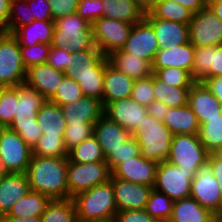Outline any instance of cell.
<instances>
[{"mask_svg":"<svg viewBox=\"0 0 222 222\" xmlns=\"http://www.w3.org/2000/svg\"><path fill=\"white\" fill-rule=\"evenodd\" d=\"M67 167L68 157L32 156L26 171L30 189L51 200L69 199Z\"/></svg>","mask_w":222,"mask_h":222,"instance_id":"1","label":"cell"},{"mask_svg":"<svg viewBox=\"0 0 222 222\" xmlns=\"http://www.w3.org/2000/svg\"><path fill=\"white\" fill-rule=\"evenodd\" d=\"M46 99L26 83L18 85V102L14 118L8 128L18 135L33 149L43 132L37 123V113Z\"/></svg>","mask_w":222,"mask_h":222,"instance_id":"2","label":"cell"},{"mask_svg":"<svg viewBox=\"0 0 222 222\" xmlns=\"http://www.w3.org/2000/svg\"><path fill=\"white\" fill-rule=\"evenodd\" d=\"M72 200L77 222H114L118 212L110 180L77 194Z\"/></svg>","mask_w":222,"mask_h":222,"instance_id":"3","label":"cell"},{"mask_svg":"<svg viewBox=\"0 0 222 222\" xmlns=\"http://www.w3.org/2000/svg\"><path fill=\"white\" fill-rule=\"evenodd\" d=\"M132 136L137 140L143 158L157 163L167 160L173 134L162 121L147 114Z\"/></svg>","mask_w":222,"mask_h":222,"instance_id":"4","label":"cell"},{"mask_svg":"<svg viewBox=\"0 0 222 222\" xmlns=\"http://www.w3.org/2000/svg\"><path fill=\"white\" fill-rule=\"evenodd\" d=\"M54 22L52 47L67 49L71 53L98 49L94 44L92 25L82 19L77 12Z\"/></svg>","mask_w":222,"mask_h":222,"instance_id":"5","label":"cell"},{"mask_svg":"<svg viewBox=\"0 0 222 222\" xmlns=\"http://www.w3.org/2000/svg\"><path fill=\"white\" fill-rule=\"evenodd\" d=\"M32 148L8 127L0 131V168L3 173H26Z\"/></svg>","mask_w":222,"mask_h":222,"instance_id":"6","label":"cell"},{"mask_svg":"<svg viewBox=\"0 0 222 222\" xmlns=\"http://www.w3.org/2000/svg\"><path fill=\"white\" fill-rule=\"evenodd\" d=\"M210 153L203 147L198 135H173L166 161L184 170H195L206 164Z\"/></svg>","mask_w":222,"mask_h":222,"instance_id":"7","label":"cell"},{"mask_svg":"<svg viewBox=\"0 0 222 222\" xmlns=\"http://www.w3.org/2000/svg\"><path fill=\"white\" fill-rule=\"evenodd\" d=\"M111 178V170L106 161L77 163L68 162L67 182L69 198L90 190L96 185L108 182Z\"/></svg>","mask_w":222,"mask_h":222,"instance_id":"8","label":"cell"},{"mask_svg":"<svg viewBox=\"0 0 222 222\" xmlns=\"http://www.w3.org/2000/svg\"><path fill=\"white\" fill-rule=\"evenodd\" d=\"M195 174V170H184L168 161H163L158 163L153 188L173 201L187 198L190 197L191 182Z\"/></svg>","mask_w":222,"mask_h":222,"instance_id":"9","label":"cell"},{"mask_svg":"<svg viewBox=\"0 0 222 222\" xmlns=\"http://www.w3.org/2000/svg\"><path fill=\"white\" fill-rule=\"evenodd\" d=\"M25 80L26 69L19 42L11 33H0V85L17 86Z\"/></svg>","mask_w":222,"mask_h":222,"instance_id":"10","label":"cell"},{"mask_svg":"<svg viewBox=\"0 0 222 222\" xmlns=\"http://www.w3.org/2000/svg\"><path fill=\"white\" fill-rule=\"evenodd\" d=\"M134 24L101 17L92 24L95 46L107 57L113 51L121 50Z\"/></svg>","mask_w":222,"mask_h":222,"instance_id":"11","label":"cell"},{"mask_svg":"<svg viewBox=\"0 0 222 222\" xmlns=\"http://www.w3.org/2000/svg\"><path fill=\"white\" fill-rule=\"evenodd\" d=\"M188 26L189 42L194 47L222 44V22L208 5L193 14Z\"/></svg>","mask_w":222,"mask_h":222,"instance_id":"12","label":"cell"},{"mask_svg":"<svg viewBox=\"0 0 222 222\" xmlns=\"http://www.w3.org/2000/svg\"><path fill=\"white\" fill-rule=\"evenodd\" d=\"M190 197L213 214L222 213V195L217 179L208 163L200 166L191 182Z\"/></svg>","mask_w":222,"mask_h":222,"instance_id":"13","label":"cell"},{"mask_svg":"<svg viewBox=\"0 0 222 222\" xmlns=\"http://www.w3.org/2000/svg\"><path fill=\"white\" fill-rule=\"evenodd\" d=\"M158 50L159 45L154 29L145 18L133 25L129 37L121 49L122 52L137 55L151 64Z\"/></svg>","mask_w":222,"mask_h":222,"instance_id":"14","label":"cell"},{"mask_svg":"<svg viewBox=\"0 0 222 222\" xmlns=\"http://www.w3.org/2000/svg\"><path fill=\"white\" fill-rule=\"evenodd\" d=\"M158 163L141 156L117 164L111 170V178L154 187Z\"/></svg>","mask_w":222,"mask_h":222,"instance_id":"15","label":"cell"},{"mask_svg":"<svg viewBox=\"0 0 222 222\" xmlns=\"http://www.w3.org/2000/svg\"><path fill=\"white\" fill-rule=\"evenodd\" d=\"M147 114V107L137 103L131 97L110 102L104 107V115L117 122L131 135Z\"/></svg>","mask_w":222,"mask_h":222,"instance_id":"16","label":"cell"},{"mask_svg":"<svg viewBox=\"0 0 222 222\" xmlns=\"http://www.w3.org/2000/svg\"><path fill=\"white\" fill-rule=\"evenodd\" d=\"M118 211L145 209L152 186L110 178Z\"/></svg>","mask_w":222,"mask_h":222,"instance_id":"17","label":"cell"},{"mask_svg":"<svg viewBox=\"0 0 222 222\" xmlns=\"http://www.w3.org/2000/svg\"><path fill=\"white\" fill-rule=\"evenodd\" d=\"M108 58L99 49H88L71 53L65 76L72 78L86 75H104Z\"/></svg>","mask_w":222,"mask_h":222,"instance_id":"18","label":"cell"},{"mask_svg":"<svg viewBox=\"0 0 222 222\" xmlns=\"http://www.w3.org/2000/svg\"><path fill=\"white\" fill-rule=\"evenodd\" d=\"M188 105L200 125L206 122V119H213L222 114V104L201 81H195L190 87Z\"/></svg>","mask_w":222,"mask_h":222,"instance_id":"19","label":"cell"},{"mask_svg":"<svg viewBox=\"0 0 222 222\" xmlns=\"http://www.w3.org/2000/svg\"><path fill=\"white\" fill-rule=\"evenodd\" d=\"M145 19L154 29L159 49L173 48L189 42V26L187 24L154 18L147 10Z\"/></svg>","mask_w":222,"mask_h":222,"instance_id":"20","label":"cell"},{"mask_svg":"<svg viewBox=\"0 0 222 222\" xmlns=\"http://www.w3.org/2000/svg\"><path fill=\"white\" fill-rule=\"evenodd\" d=\"M64 76V72L56 70L48 63L39 64L26 70L25 83L36 89L46 100H50Z\"/></svg>","mask_w":222,"mask_h":222,"instance_id":"21","label":"cell"},{"mask_svg":"<svg viewBox=\"0 0 222 222\" xmlns=\"http://www.w3.org/2000/svg\"><path fill=\"white\" fill-rule=\"evenodd\" d=\"M191 76L194 81L201 82L207 77L222 76V44L195 47Z\"/></svg>","mask_w":222,"mask_h":222,"instance_id":"22","label":"cell"},{"mask_svg":"<svg viewBox=\"0 0 222 222\" xmlns=\"http://www.w3.org/2000/svg\"><path fill=\"white\" fill-rule=\"evenodd\" d=\"M30 190L26 173H3L0 178V217L5 216Z\"/></svg>","mask_w":222,"mask_h":222,"instance_id":"23","label":"cell"},{"mask_svg":"<svg viewBox=\"0 0 222 222\" xmlns=\"http://www.w3.org/2000/svg\"><path fill=\"white\" fill-rule=\"evenodd\" d=\"M60 107L67 124L96 123L104 114L102 101L87 96Z\"/></svg>","mask_w":222,"mask_h":222,"instance_id":"24","label":"cell"},{"mask_svg":"<svg viewBox=\"0 0 222 222\" xmlns=\"http://www.w3.org/2000/svg\"><path fill=\"white\" fill-rule=\"evenodd\" d=\"M93 135L97 138L105 158L132 136L126 129L104 114L94 124Z\"/></svg>","mask_w":222,"mask_h":222,"instance_id":"25","label":"cell"},{"mask_svg":"<svg viewBox=\"0 0 222 222\" xmlns=\"http://www.w3.org/2000/svg\"><path fill=\"white\" fill-rule=\"evenodd\" d=\"M195 47L190 43L173 48L159 49L152 63V71L167 67H177L186 70L191 75L194 64Z\"/></svg>","mask_w":222,"mask_h":222,"instance_id":"26","label":"cell"},{"mask_svg":"<svg viewBox=\"0 0 222 222\" xmlns=\"http://www.w3.org/2000/svg\"><path fill=\"white\" fill-rule=\"evenodd\" d=\"M134 79L121 73L114 66L108 63L104 72V90L102 104L105 107L108 103L131 97Z\"/></svg>","mask_w":222,"mask_h":222,"instance_id":"27","label":"cell"},{"mask_svg":"<svg viewBox=\"0 0 222 222\" xmlns=\"http://www.w3.org/2000/svg\"><path fill=\"white\" fill-rule=\"evenodd\" d=\"M55 22L52 20H33L30 24L17 27L11 34L19 46H35L39 43L52 44Z\"/></svg>","mask_w":222,"mask_h":222,"instance_id":"28","label":"cell"},{"mask_svg":"<svg viewBox=\"0 0 222 222\" xmlns=\"http://www.w3.org/2000/svg\"><path fill=\"white\" fill-rule=\"evenodd\" d=\"M109 63L128 77L142 79L153 74L152 64L139 56L124 53L121 50L113 51L107 56Z\"/></svg>","mask_w":222,"mask_h":222,"instance_id":"29","label":"cell"},{"mask_svg":"<svg viewBox=\"0 0 222 222\" xmlns=\"http://www.w3.org/2000/svg\"><path fill=\"white\" fill-rule=\"evenodd\" d=\"M103 17L136 24L145 18L146 9L137 0H102Z\"/></svg>","mask_w":222,"mask_h":222,"instance_id":"30","label":"cell"},{"mask_svg":"<svg viewBox=\"0 0 222 222\" xmlns=\"http://www.w3.org/2000/svg\"><path fill=\"white\" fill-rule=\"evenodd\" d=\"M163 123L173 135H198L199 133V120L188 104L182 107L170 108Z\"/></svg>","mask_w":222,"mask_h":222,"instance_id":"31","label":"cell"},{"mask_svg":"<svg viewBox=\"0 0 222 222\" xmlns=\"http://www.w3.org/2000/svg\"><path fill=\"white\" fill-rule=\"evenodd\" d=\"M37 123L43 134L52 136H64L65 134L67 123L63 116L62 109L59 105L49 100H46L38 111Z\"/></svg>","mask_w":222,"mask_h":222,"instance_id":"32","label":"cell"},{"mask_svg":"<svg viewBox=\"0 0 222 222\" xmlns=\"http://www.w3.org/2000/svg\"><path fill=\"white\" fill-rule=\"evenodd\" d=\"M213 213L202 207L194 198L174 201L172 215L168 222H206Z\"/></svg>","mask_w":222,"mask_h":222,"instance_id":"33","label":"cell"},{"mask_svg":"<svg viewBox=\"0 0 222 222\" xmlns=\"http://www.w3.org/2000/svg\"><path fill=\"white\" fill-rule=\"evenodd\" d=\"M51 199L40 192L32 191L20 198L5 216L36 217L41 216Z\"/></svg>","mask_w":222,"mask_h":222,"instance_id":"34","label":"cell"},{"mask_svg":"<svg viewBox=\"0 0 222 222\" xmlns=\"http://www.w3.org/2000/svg\"><path fill=\"white\" fill-rule=\"evenodd\" d=\"M189 90L190 87H173L170 84L164 83L153 73L154 98L170 108L187 105Z\"/></svg>","mask_w":222,"mask_h":222,"instance_id":"35","label":"cell"},{"mask_svg":"<svg viewBox=\"0 0 222 222\" xmlns=\"http://www.w3.org/2000/svg\"><path fill=\"white\" fill-rule=\"evenodd\" d=\"M147 11L154 17L189 25L193 13L181 4L173 1L160 0Z\"/></svg>","mask_w":222,"mask_h":222,"instance_id":"36","label":"cell"},{"mask_svg":"<svg viewBox=\"0 0 222 222\" xmlns=\"http://www.w3.org/2000/svg\"><path fill=\"white\" fill-rule=\"evenodd\" d=\"M101 161H106V158L94 135L68 151V162L91 163Z\"/></svg>","mask_w":222,"mask_h":222,"instance_id":"37","label":"cell"},{"mask_svg":"<svg viewBox=\"0 0 222 222\" xmlns=\"http://www.w3.org/2000/svg\"><path fill=\"white\" fill-rule=\"evenodd\" d=\"M41 222H77L72 198L51 200L41 215Z\"/></svg>","mask_w":222,"mask_h":222,"instance_id":"38","label":"cell"},{"mask_svg":"<svg viewBox=\"0 0 222 222\" xmlns=\"http://www.w3.org/2000/svg\"><path fill=\"white\" fill-rule=\"evenodd\" d=\"M203 147L213 154L222 146V114L213 119H206L198 133Z\"/></svg>","mask_w":222,"mask_h":222,"instance_id":"39","label":"cell"},{"mask_svg":"<svg viewBox=\"0 0 222 222\" xmlns=\"http://www.w3.org/2000/svg\"><path fill=\"white\" fill-rule=\"evenodd\" d=\"M173 204L171 198L153 188L145 210L158 222H168L172 215Z\"/></svg>","mask_w":222,"mask_h":222,"instance_id":"40","label":"cell"},{"mask_svg":"<svg viewBox=\"0 0 222 222\" xmlns=\"http://www.w3.org/2000/svg\"><path fill=\"white\" fill-rule=\"evenodd\" d=\"M32 156L38 157H68L64 136L43 134L32 149Z\"/></svg>","mask_w":222,"mask_h":222,"instance_id":"41","label":"cell"},{"mask_svg":"<svg viewBox=\"0 0 222 222\" xmlns=\"http://www.w3.org/2000/svg\"><path fill=\"white\" fill-rule=\"evenodd\" d=\"M18 102V85L2 87L0 93V126L8 127L14 118Z\"/></svg>","mask_w":222,"mask_h":222,"instance_id":"42","label":"cell"},{"mask_svg":"<svg viewBox=\"0 0 222 222\" xmlns=\"http://www.w3.org/2000/svg\"><path fill=\"white\" fill-rule=\"evenodd\" d=\"M82 89L77 81L64 76L55 95L49 100L59 106L73 103L83 97Z\"/></svg>","mask_w":222,"mask_h":222,"instance_id":"43","label":"cell"},{"mask_svg":"<svg viewBox=\"0 0 222 222\" xmlns=\"http://www.w3.org/2000/svg\"><path fill=\"white\" fill-rule=\"evenodd\" d=\"M34 20L30 16V7L26 0H11L8 17V33H12L17 27L30 24Z\"/></svg>","mask_w":222,"mask_h":222,"instance_id":"44","label":"cell"},{"mask_svg":"<svg viewBox=\"0 0 222 222\" xmlns=\"http://www.w3.org/2000/svg\"><path fill=\"white\" fill-rule=\"evenodd\" d=\"M95 123L67 124L64 134V144L67 151L90 138L94 133Z\"/></svg>","mask_w":222,"mask_h":222,"instance_id":"45","label":"cell"},{"mask_svg":"<svg viewBox=\"0 0 222 222\" xmlns=\"http://www.w3.org/2000/svg\"><path fill=\"white\" fill-rule=\"evenodd\" d=\"M154 74L164 83L173 87H191L195 82L186 70L177 67L161 68Z\"/></svg>","mask_w":222,"mask_h":222,"instance_id":"46","label":"cell"},{"mask_svg":"<svg viewBox=\"0 0 222 222\" xmlns=\"http://www.w3.org/2000/svg\"><path fill=\"white\" fill-rule=\"evenodd\" d=\"M140 151V146L137 140L133 136H131L128 140L123 142L121 147H119L115 151H112L106 157V162L110 170H112L117 164L130 158L139 156L141 154Z\"/></svg>","mask_w":222,"mask_h":222,"instance_id":"47","label":"cell"},{"mask_svg":"<svg viewBox=\"0 0 222 222\" xmlns=\"http://www.w3.org/2000/svg\"><path fill=\"white\" fill-rule=\"evenodd\" d=\"M50 48L51 45L45 43H39L31 47L20 46V54L25 69L27 70L32 66L47 63Z\"/></svg>","mask_w":222,"mask_h":222,"instance_id":"48","label":"cell"},{"mask_svg":"<svg viewBox=\"0 0 222 222\" xmlns=\"http://www.w3.org/2000/svg\"><path fill=\"white\" fill-rule=\"evenodd\" d=\"M131 98L145 107L155 100L153 93V74L142 79L134 80Z\"/></svg>","mask_w":222,"mask_h":222,"instance_id":"49","label":"cell"},{"mask_svg":"<svg viewBox=\"0 0 222 222\" xmlns=\"http://www.w3.org/2000/svg\"><path fill=\"white\" fill-rule=\"evenodd\" d=\"M84 96L93 97L102 101L104 90V75H86L76 77Z\"/></svg>","mask_w":222,"mask_h":222,"instance_id":"50","label":"cell"},{"mask_svg":"<svg viewBox=\"0 0 222 222\" xmlns=\"http://www.w3.org/2000/svg\"><path fill=\"white\" fill-rule=\"evenodd\" d=\"M102 0H79L77 13L91 25L103 17Z\"/></svg>","mask_w":222,"mask_h":222,"instance_id":"51","label":"cell"},{"mask_svg":"<svg viewBox=\"0 0 222 222\" xmlns=\"http://www.w3.org/2000/svg\"><path fill=\"white\" fill-rule=\"evenodd\" d=\"M51 6L52 21L76 13L79 0H48Z\"/></svg>","mask_w":222,"mask_h":222,"instance_id":"52","label":"cell"},{"mask_svg":"<svg viewBox=\"0 0 222 222\" xmlns=\"http://www.w3.org/2000/svg\"><path fill=\"white\" fill-rule=\"evenodd\" d=\"M114 222H158L145 209L118 211Z\"/></svg>","mask_w":222,"mask_h":222,"instance_id":"53","label":"cell"},{"mask_svg":"<svg viewBox=\"0 0 222 222\" xmlns=\"http://www.w3.org/2000/svg\"><path fill=\"white\" fill-rule=\"evenodd\" d=\"M69 55H71L69 50L51 46L47 63L56 70L64 72L68 66Z\"/></svg>","mask_w":222,"mask_h":222,"instance_id":"54","label":"cell"},{"mask_svg":"<svg viewBox=\"0 0 222 222\" xmlns=\"http://www.w3.org/2000/svg\"><path fill=\"white\" fill-rule=\"evenodd\" d=\"M26 2L30 7V16H33L34 20H52L48 0H26Z\"/></svg>","mask_w":222,"mask_h":222,"instance_id":"55","label":"cell"},{"mask_svg":"<svg viewBox=\"0 0 222 222\" xmlns=\"http://www.w3.org/2000/svg\"><path fill=\"white\" fill-rule=\"evenodd\" d=\"M170 107H168L163 102L154 100L152 101L148 106V114H150L152 117H155L159 121H164V118L166 117L167 112L169 111Z\"/></svg>","mask_w":222,"mask_h":222,"instance_id":"56","label":"cell"},{"mask_svg":"<svg viewBox=\"0 0 222 222\" xmlns=\"http://www.w3.org/2000/svg\"><path fill=\"white\" fill-rule=\"evenodd\" d=\"M202 82L222 104V76L207 77Z\"/></svg>","mask_w":222,"mask_h":222,"instance_id":"57","label":"cell"},{"mask_svg":"<svg viewBox=\"0 0 222 222\" xmlns=\"http://www.w3.org/2000/svg\"><path fill=\"white\" fill-rule=\"evenodd\" d=\"M207 163L210 165L213 176L217 179L222 195V160L210 154Z\"/></svg>","mask_w":222,"mask_h":222,"instance_id":"58","label":"cell"},{"mask_svg":"<svg viewBox=\"0 0 222 222\" xmlns=\"http://www.w3.org/2000/svg\"><path fill=\"white\" fill-rule=\"evenodd\" d=\"M10 1L11 0H0V33L8 32Z\"/></svg>","mask_w":222,"mask_h":222,"instance_id":"59","label":"cell"},{"mask_svg":"<svg viewBox=\"0 0 222 222\" xmlns=\"http://www.w3.org/2000/svg\"><path fill=\"white\" fill-rule=\"evenodd\" d=\"M181 4L190 10L193 14L198 13L206 6V0H167Z\"/></svg>","mask_w":222,"mask_h":222,"instance_id":"60","label":"cell"},{"mask_svg":"<svg viewBox=\"0 0 222 222\" xmlns=\"http://www.w3.org/2000/svg\"><path fill=\"white\" fill-rule=\"evenodd\" d=\"M5 222H41V216L36 217H19V216H3Z\"/></svg>","mask_w":222,"mask_h":222,"instance_id":"61","label":"cell"},{"mask_svg":"<svg viewBox=\"0 0 222 222\" xmlns=\"http://www.w3.org/2000/svg\"><path fill=\"white\" fill-rule=\"evenodd\" d=\"M206 5H208L212 9L214 14L222 22V1H206Z\"/></svg>","mask_w":222,"mask_h":222,"instance_id":"62","label":"cell"},{"mask_svg":"<svg viewBox=\"0 0 222 222\" xmlns=\"http://www.w3.org/2000/svg\"><path fill=\"white\" fill-rule=\"evenodd\" d=\"M146 10L150 8L155 2L160 0H137Z\"/></svg>","mask_w":222,"mask_h":222,"instance_id":"63","label":"cell"},{"mask_svg":"<svg viewBox=\"0 0 222 222\" xmlns=\"http://www.w3.org/2000/svg\"><path fill=\"white\" fill-rule=\"evenodd\" d=\"M206 222H222V214H213Z\"/></svg>","mask_w":222,"mask_h":222,"instance_id":"64","label":"cell"},{"mask_svg":"<svg viewBox=\"0 0 222 222\" xmlns=\"http://www.w3.org/2000/svg\"><path fill=\"white\" fill-rule=\"evenodd\" d=\"M217 158L222 160V146L213 153Z\"/></svg>","mask_w":222,"mask_h":222,"instance_id":"65","label":"cell"},{"mask_svg":"<svg viewBox=\"0 0 222 222\" xmlns=\"http://www.w3.org/2000/svg\"><path fill=\"white\" fill-rule=\"evenodd\" d=\"M2 175H3V171H2V169L0 168V178H1Z\"/></svg>","mask_w":222,"mask_h":222,"instance_id":"66","label":"cell"},{"mask_svg":"<svg viewBox=\"0 0 222 222\" xmlns=\"http://www.w3.org/2000/svg\"><path fill=\"white\" fill-rule=\"evenodd\" d=\"M0 222H5L3 217H0Z\"/></svg>","mask_w":222,"mask_h":222,"instance_id":"67","label":"cell"},{"mask_svg":"<svg viewBox=\"0 0 222 222\" xmlns=\"http://www.w3.org/2000/svg\"><path fill=\"white\" fill-rule=\"evenodd\" d=\"M206 1H222V0H206Z\"/></svg>","mask_w":222,"mask_h":222,"instance_id":"68","label":"cell"}]
</instances>
